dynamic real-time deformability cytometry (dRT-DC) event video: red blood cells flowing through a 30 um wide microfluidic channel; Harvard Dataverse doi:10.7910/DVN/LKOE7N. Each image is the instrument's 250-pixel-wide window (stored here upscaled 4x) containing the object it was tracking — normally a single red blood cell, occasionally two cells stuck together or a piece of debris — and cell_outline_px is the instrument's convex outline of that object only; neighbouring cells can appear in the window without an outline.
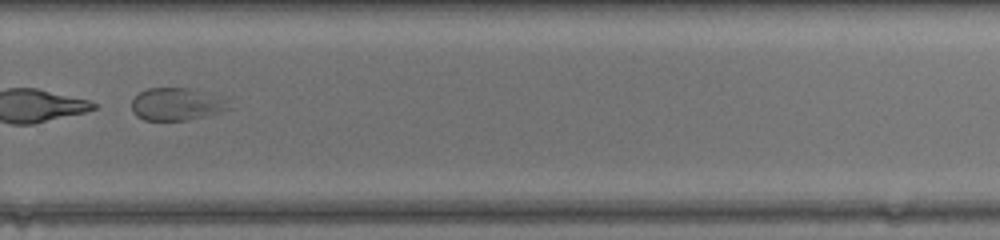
{"species": "common noctule bat (a hibernating species)", "species_latin": "Nyctalus noctula", "temperature_condition": "warm", "stored_images_in_passage": 47, "camera_frame_rate_fps": 3000, "um_per_image_px": 0.085, "animal": {"sex": "female", "body_mass_g": 17.0, "forearm_length_mm": 48.0}, "frame": {"image": 1, "passage_image": 34, "time_ms": 11.0, "image_size_px": [1000, 240], "cell_outline_px": [[236, 108], [188, 120], [144, 120], [136, 116], [132, 112], [132, 100], [140, 92], [148, 88], [188, 88], [228, 100]], "centroid_in_image_um": [15.03, 8.87], "position_along_channel_um": 314.8, "area_um2": 18.44}}